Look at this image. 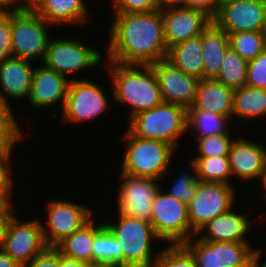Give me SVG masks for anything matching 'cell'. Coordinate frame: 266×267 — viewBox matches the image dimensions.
<instances>
[{
  "instance_id": "7",
  "label": "cell",
  "mask_w": 266,
  "mask_h": 267,
  "mask_svg": "<svg viewBox=\"0 0 266 267\" xmlns=\"http://www.w3.org/2000/svg\"><path fill=\"white\" fill-rule=\"evenodd\" d=\"M161 188L152 202L150 223L162 243L183 244L195 236L190 228L187 204L162 192Z\"/></svg>"
},
{
  "instance_id": "31",
  "label": "cell",
  "mask_w": 266,
  "mask_h": 267,
  "mask_svg": "<svg viewBox=\"0 0 266 267\" xmlns=\"http://www.w3.org/2000/svg\"><path fill=\"white\" fill-rule=\"evenodd\" d=\"M229 46L244 60L250 61L265 48L260 31H244L228 34Z\"/></svg>"
},
{
  "instance_id": "20",
  "label": "cell",
  "mask_w": 266,
  "mask_h": 267,
  "mask_svg": "<svg viewBox=\"0 0 266 267\" xmlns=\"http://www.w3.org/2000/svg\"><path fill=\"white\" fill-rule=\"evenodd\" d=\"M27 5L51 26L83 25L89 19L84 0H27Z\"/></svg>"
},
{
  "instance_id": "3",
  "label": "cell",
  "mask_w": 266,
  "mask_h": 267,
  "mask_svg": "<svg viewBox=\"0 0 266 267\" xmlns=\"http://www.w3.org/2000/svg\"><path fill=\"white\" fill-rule=\"evenodd\" d=\"M122 138L127 141V147L123 153L121 173L163 181L169 172L175 148L159 140L138 137L128 128Z\"/></svg>"
},
{
  "instance_id": "30",
  "label": "cell",
  "mask_w": 266,
  "mask_h": 267,
  "mask_svg": "<svg viewBox=\"0 0 266 267\" xmlns=\"http://www.w3.org/2000/svg\"><path fill=\"white\" fill-rule=\"evenodd\" d=\"M247 67L248 61L229 46L225 51L221 70L215 80L233 89L245 86Z\"/></svg>"
},
{
  "instance_id": "18",
  "label": "cell",
  "mask_w": 266,
  "mask_h": 267,
  "mask_svg": "<svg viewBox=\"0 0 266 267\" xmlns=\"http://www.w3.org/2000/svg\"><path fill=\"white\" fill-rule=\"evenodd\" d=\"M264 145L246 138L243 139V137L233 140L228 153L233 178L237 177V179L246 182L258 178L261 182L266 168V148Z\"/></svg>"
},
{
  "instance_id": "17",
  "label": "cell",
  "mask_w": 266,
  "mask_h": 267,
  "mask_svg": "<svg viewBox=\"0 0 266 267\" xmlns=\"http://www.w3.org/2000/svg\"><path fill=\"white\" fill-rule=\"evenodd\" d=\"M266 15V0H237L221 7L213 22L227 34L260 31Z\"/></svg>"
},
{
  "instance_id": "10",
  "label": "cell",
  "mask_w": 266,
  "mask_h": 267,
  "mask_svg": "<svg viewBox=\"0 0 266 267\" xmlns=\"http://www.w3.org/2000/svg\"><path fill=\"white\" fill-rule=\"evenodd\" d=\"M103 55L94 48L75 39L49 40L42 64L68 77L100 64ZM67 75V76H66Z\"/></svg>"
},
{
  "instance_id": "41",
  "label": "cell",
  "mask_w": 266,
  "mask_h": 267,
  "mask_svg": "<svg viewBox=\"0 0 266 267\" xmlns=\"http://www.w3.org/2000/svg\"><path fill=\"white\" fill-rule=\"evenodd\" d=\"M25 267H58V250L55 247H48Z\"/></svg>"
},
{
  "instance_id": "44",
  "label": "cell",
  "mask_w": 266,
  "mask_h": 267,
  "mask_svg": "<svg viewBox=\"0 0 266 267\" xmlns=\"http://www.w3.org/2000/svg\"><path fill=\"white\" fill-rule=\"evenodd\" d=\"M16 211L14 209H0V239L2 240V237L7 230L9 221L11 218L15 215Z\"/></svg>"
},
{
  "instance_id": "5",
  "label": "cell",
  "mask_w": 266,
  "mask_h": 267,
  "mask_svg": "<svg viewBox=\"0 0 266 267\" xmlns=\"http://www.w3.org/2000/svg\"><path fill=\"white\" fill-rule=\"evenodd\" d=\"M118 223L104 222L121 245L123 267H151L159 252L153 254V242L160 240L150 222L118 212ZM156 239V240H155Z\"/></svg>"
},
{
  "instance_id": "47",
  "label": "cell",
  "mask_w": 266,
  "mask_h": 267,
  "mask_svg": "<svg viewBox=\"0 0 266 267\" xmlns=\"http://www.w3.org/2000/svg\"><path fill=\"white\" fill-rule=\"evenodd\" d=\"M0 267H22L14 261L2 248L0 249Z\"/></svg>"
},
{
  "instance_id": "16",
  "label": "cell",
  "mask_w": 266,
  "mask_h": 267,
  "mask_svg": "<svg viewBox=\"0 0 266 267\" xmlns=\"http://www.w3.org/2000/svg\"><path fill=\"white\" fill-rule=\"evenodd\" d=\"M160 86L163 102L189 108L193 105L199 79L184 73L167 59L151 64Z\"/></svg>"
},
{
  "instance_id": "11",
  "label": "cell",
  "mask_w": 266,
  "mask_h": 267,
  "mask_svg": "<svg viewBox=\"0 0 266 267\" xmlns=\"http://www.w3.org/2000/svg\"><path fill=\"white\" fill-rule=\"evenodd\" d=\"M48 247L42 222L38 219L21 222L16 215L9 221L1 242L2 250L22 267Z\"/></svg>"
},
{
  "instance_id": "6",
  "label": "cell",
  "mask_w": 266,
  "mask_h": 267,
  "mask_svg": "<svg viewBox=\"0 0 266 267\" xmlns=\"http://www.w3.org/2000/svg\"><path fill=\"white\" fill-rule=\"evenodd\" d=\"M51 27L28 5L21 10L11 12V42L13 57L35 61L44 60L49 36L47 28Z\"/></svg>"
},
{
  "instance_id": "39",
  "label": "cell",
  "mask_w": 266,
  "mask_h": 267,
  "mask_svg": "<svg viewBox=\"0 0 266 267\" xmlns=\"http://www.w3.org/2000/svg\"><path fill=\"white\" fill-rule=\"evenodd\" d=\"M11 57V12L0 13V63Z\"/></svg>"
},
{
  "instance_id": "25",
  "label": "cell",
  "mask_w": 266,
  "mask_h": 267,
  "mask_svg": "<svg viewBox=\"0 0 266 267\" xmlns=\"http://www.w3.org/2000/svg\"><path fill=\"white\" fill-rule=\"evenodd\" d=\"M229 47L228 34L213 21L202 32L203 79H215Z\"/></svg>"
},
{
  "instance_id": "22",
  "label": "cell",
  "mask_w": 266,
  "mask_h": 267,
  "mask_svg": "<svg viewBox=\"0 0 266 267\" xmlns=\"http://www.w3.org/2000/svg\"><path fill=\"white\" fill-rule=\"evenodd\" d=\"M32 62L11 57L0 63V96L4 101L28 98L34 67ZM7 96V97H6Z\"/></svg>"
},
{
  "instance_id": "33",
  "label": "cell",
  "mask_w": 266,
  "mask_h": 267,
  "mask_svg": "<svg viewBox=\"0 0 266 267\" xmlns=\"http://www.w3.org/2000/svg\"><path fill=\"white\" fill-rule=\"evenodd\" d=\"M189 171L185 169V172L178 178H175V182L172 185V188L167 192L168 195L175 197L181 202L188 204L195 195L196 184L199 181V162L196 155L193 159H190ZM190 173H189V172Z\"/></svg>"
},
{
  "instance_id": "37",
  "label": "cell",
  "mask_w": 266,
  "mask_h": 267,
  "mask_svg": "<svg viewBox=\"0 0 266 267\" xmlns=\"http://www.w3.org/2000/svg\"><path fill=\"white\" fill-rule=\"evenodd\" d=\"M246 85L266 89V48L248 61Z\"/></svg>"
},
{
  "instance_id": "26",
  "label": "cell",
  "mask_w": 266,
  "mask_h": 267,
  "mask_svg": "<svg viewBox=\"0 0 266 267\" xmlns=\"http://www.w3.org/2000/svg\"><path fill=\"white\" fill-rule=\"evenodd\" d=\"M166 59L184 73L203 79L202 34L171 47Z\"/></svg>"
},
{
  "instance_id": "12",
  "label": "cell",
  "mask_w": 266,
  "mask_h": 267,
  "mask_svg": "<svg viewBox=\"0 0 266 267\" xmlns=\"http://www.w3.org/2000/svg\"><path fill=\"white\" fill-rule=\"evenodd\" d=\"M110 101L102 88L88 79H71L62 112L66 123L94 120L110 109Z\"/></svg>"
},
{
  "instance_id": "34",
  "label": "cell",
  "mask_w": 266,
  "mask_h": 267,
  "mask_svg": "<svg viewBox=\"0 0 266 267\" xmlns=\"http://www.w3.org/2000/svg\"><path fill=\"white\" fill-rule=\"evenodd\" d=\"M11 105L0 96V146H15L23 139L20 127Z\"/></svg>"
},
{
  "instance_id": "15",
  "label": "cell",
  "mask_w": 266,
  "mask_h": 267,
  "mask_svg": "<svg viewBox=\"0 0 266 267\" xmlns=\"http://www.w3.org/2000/svg\"><path fill=\"white\" fill-rule=\"evenodd\" d=\"M161 15L167 50L189 38L202 34L213 21L203 11L183 6L162 9Z\"/></svg>"
},
{
  "instance_id": "24",
  "label": "cell",
  "mask_w": 266,
  "mask_h": 267,
  "mask_svg": "<svg viewBox=\"0 0 266 267\" xmlns=\"http://www.w3.org/2000/svg\"><path fill=\"white\" fill-rule=\"evenodd\" d=\"M94 222L91 217L78 230L59 242L55 248L65 257L93 265L94 237L105 227L104 223L96 225Z\"/></svg>"
},
{
  "instance_id": "4",
  "label": "cell",
  "mask_w": 266,
  "mask_h": 267,
  "mask_svg": "<svg viewBox=\"0 0 266 267\" xmlns=\"http://www.w3.org/2000/svg\"><path fill=\"white\" fill-rule=\"evenodd\" d=\"M128 124L127 128L134 135L159 140L176 149L178 140L187 132V108L162 102L154 108L136 114Z\"/></svg>"
},
{
  "instance_id": "49",
  "label": "cell",
  "mask_w": 266,
  "mask_h": 267,
  "mask_svg": "<svg viewBox=\"0 0 266 267\" xmlns=\"http://www.w3.org/2000/svg\"><path fill=\"white\" fill-rule=\"evenodd\" d=\"M262 250L259 249L258 254L255 257V263L253 267H266V261L264 263H261V256H262Z\"/></svg>"
},
{
  "instance_id": "2",
  "label": "cell",
  "mask_w": 266,
  "mask_h": 267,
  "mask_svg": "<svg viewBox=\"0 0 266 267\" xmlns=\"http://www.w3.org/2000/svg\"><path fill=\"white\" fill-rule=\"evenodd\" d=\"M106 64L112 80L113 99L131 105L128 120L163 102L159 81L151 65H122L110 61Z\"/></svg>"
},
{
  "instance_id": "45",
  "label": "cell",
  "mask_w": 266,
  "mask_h": 267,
  "mask_svg": "<svg viewBox=\"0 0 266 267\" xmlns=\"http://www.w3.org/2000/svg\"><path fill=\"white\" fill-rule=\"evenodd\" d=\"M88 266L89 265L87 263L65 257L58 251V267H88Z\"/></svg>"
},
{
  "instance_id": "48",
  "label": "cell",
  "mask_w": 266,
  "mask_h": 267,
  "mask_svg": "<svg viewBox=\"0 0 266 267\" xmlns=\"http://www.w3.org/2000/svg\"><path fill=\"white\" fill-rule=\"evenodd\" d=\"M183 1L184 0H156L159 10L169 7L183 6Z\"/></svg>"
},
{
  "instance_id": "27",
  "label": "cell",
  "mask_w": 266,
  "mask_h": 267,
  "mask_svg": "<svg viewBox=\"0 0 266 267\" xmlns=\"http://www.w3.org/2000/svg\"><path fill=\"white\" fill-rule=\"evenodd\" d=\"M259 119L266 116V89L242 86L234 89L232 117Z\"/></svg>"
},
{
  "instance_id": "29",
  "label": "cell",
  "mask_w": 266,
  "mask_h": 267,
  "mask_svg": "<svg viewBox=\"0 0 266 267\" xmlns=\"http://www.w3.org/2000/svg\"><path fill=\"white\" fill-rule=\"evenodd\" d=\"M92 247L93 265L123 267L121 245L106 226L94 237Z\"/></svg>"
},
{
  "instance_id": "42",
  "label": "cell",
  "mask_w": 266,
  "mask_h": 267,
  "mask_svg": "<svg viewBox=\"0 0 266 267\" xmlns=\"http://www.w3.org/2000/svg\"><path fill=\"white\" fill-rule=\"evenodd\" d=\"M183 7L203 11L212 19L216 16V0H184Z\"/></svg>"
},
{
  "instance_id": "14",
  "label": "cell",
  "mask_w": 266,
  "mask_h": 267,
  "mask_svg": "<svg viewBox=\"0 0 266 267\" xmlns=\"http://www.w3.org/2000/svg\"><path fill=\"white\" fill-rule=\"evenodd\" d=\"M46 208L48 219L46 226L42 223V230L49 247H55L93 217L90 207L70 200H51Z\"/></svg>"
},
{
  "instance_id": "19",
  "label": "cell",
  "mask_w": 266,
  "mask_h": 267,
  "mask_svg": "<svg viewBox=\"0 0 266 267\" xmlns=\"http://www.w3.org/2000/svg\"><path fill=\"white\" fill-rule=\"evenodd\" d=\"M70 81L67 77L42 64L34 68L28 100L38 108L56 105L60 102L63 110Z\"/></svg>"
},
{
  "instance_id": "40",
  "label": "cell",
  "mask_w": 266,
  "mask_h": 267,
  "mask_svg": "<svg viewBox=\"0 0 266 267\" xmlns=\"http://www.w3.org/2000/svg\"><path fill=\"white\" fill-rule=\"evenodd\" d=\"M13 146H0V189H13L14 182L11 177V154Z\"/></svg>"
},
{
  "instance_id": "35",
  "label": "cell",
  "mask_w": 266,
  "mask_h": 267,
  "mask_svg": "<svg viewBox=\"0 0 266 267\" xmlns=\"http://www.w3.org/2000/svg\"><path fill=\"white\" fill-rule=\"evenodd\" d=\"M165 247L151 267H196L193 255L183 244H168Z\"/></svg>"
},
{
  "instance_id": "52",
  "label": "cell",
  "mask_w": 266,
  "mask_h": 267,
  "mask_svg": "<svg viewBox=\"0 0 266 267\" xmlns=\"http://www.w3.org/2000/svg\"><path fill=\"white\" fill-rule=\"evenodd\" d=\"M261 183H262L261 186H263V189H264V191L266 193V168H265V171H264V174H263V178L261 180Z\"/></svg>"
},
{
  "instance_id": "23",
  "label": "cell",
  "mask_w": 266,
  "mask_h": 267,
  "mask_svg": "<svg viewBox=\"0 0 266 267\" xmlns=\"http://www.w3.org/2000/svg\"><path fill=\"white\" fill-rule=\"evenodd\" d=\"M233 92V88L215 79H201L197 87L196 99L190 108L232 119Z\"/></svg>"
},
{
  "instance_id": "13",
  "label": "cell",
  "mask_w": 266,
  "mask_h": 267,
  "mask_svg": "<svg viewBox=\"0 0 266 267\" xmlns=\"http://www.w3.org/2000/svg\"><path fill=\"white\" fill-rule=\"evenodd\" d=\"M120 189L117 194V211L131 218L150 222L152 202L159 189V180L135 177L120 172Z\"/></svg>"
},
{
  "instance_id": "53",
  "label": "cell",
  "mask_w": 266,
  "mask_h": 267,
  "mask_svg": "<svg viewBox=\"0 0 266 267\" xmlns=\"http://www.w3.org/2000/svg\"><path fill=\"white\" fill-rule=\"evenodd\" d=\"M88 267H114L109 265H89Z\"/></svg>"
},
{
  "instance_id": "21",
  "label": "cell",
  "mask_w": 266,
  "mask_h": 267,
  "mask_svg": "<svg viewBox=\"0 0 266 267\" xmlns=\"http://www.w3.org/2000/svg\"><path fill=\"white\" fill-rule=\"evenodd\" d=\"M233 208L210 220L195 236L203 241L248 242L245 236L252 223L246 214H239Z\"/></svg>"
},
{
  "instance_id": "9",
  "label": "cell",
  "mask_w": 266,
  "mask_h": 267,
  "mask_svg": "<svg viewBox=\"0 0 266 267\" xmlns=\"http://www.w3.org/2000/svg\"><path fill=\"white\" fill-rule=\"evenodd\" d=\"M234 189L230 184L198 181L195 195L187 204L190 228L195 235L210 220L234 206Z\"/></svg>"
},
{
  "instance_id": "36",
  "label": "cell",
  "mask_w": 266,
  "mask_h": 267,
  "mask_svg": "<svg viewBox=\"0 0 266 267\" xmlns=\"http://www.w3.org/2000/svg\"><path fill=\"white\" fill-rule=\"evenodd\" d=\"M230 131L208 137H196L197 158L228 156L234 139L230 138Z\"/></svg>"
},
{
  "instance_id": "51",
  "label": "cell",
  "mask_w": 266,
  "mask_h": 267,
  "mask_svg": "<svg viewBox=\"0 0 266 267\" xmlns=\"http://www.w3.org/2000/svg\"><path fill=\"white\" fill-rule=\"evenodd\" d=\"M260 34H261V36L264 40L265 46H266V15H265V18L263 20V23H262V26L260 29Z\"/></svg>"
},
{
  "instance_id": "50",
  "label": "cell",
  "mask_w": 266,
  "mask_h": 267,
  "mask_svg": "<svg viewBox=\"0 0 266 267\" xmlns=\"http://www.w3.org/2000/svg\"><path fill=\"white\" fill-rule=\"evenodd\" d=\"M235 1L237 0H216V13L221 7L230 3H234Z\"/></svg>"
},
{
  "instance_id": "1",
  "label": "cell",
  "mask_w": 266,
  "mask_h": 267,
  "mask_svg": "<svg viewBox=\"0 0 266 267\" xmlns=\"http://www.w3.org/2000/svg\"><path fill=\"white\" fill-rule=\"evenodd\" d=\"M109 28L106 60L122 65H151L167 58L161 10L114 14Z\"/></svg>"
},
{
  "instance_id": "46",
  "label": "cell",
  "mask_w": 266,
  "mask_h": 267,
  "mask_svg": "<svg viewBox=\"0 0 266 267\" xmlns=\"http://www.w3.org/2000/svg\"><path fill=\"white\" fill-rule=\"evenodd\" d=\"M14 189H0V209H13L14 205L11 201Z\"/></svg>"
},
{
  "instance_id": "32",
  "label": "cell",
  "mask_w": 266,
  "mask_h": 267,
  "mask_svg": "<svg viewBox=\"0 0 266 267\" xmlns=\"http://www.w3.org/2000/svg\"><path fill=\"white\" fill-rule=\"evenodd\" d=\"M199 181L231 184L228 156L198 158Z\"/></svg>"
},
{
  "instance_id": "38",
  "label": "cell",
  "mask_w": 266,
  "mask_h": 267,
  "mask_svg": "<svg viewBox=\"0 0 266 267\" xmlns=\"http://www.w3.org/2000/svg\"><path fill=\"white\" fill-rule=\"evenodd\" d=\"M114 14L150 13L159 10L156 0H111Z\"/></svg>"
},
{
  "instance_id": "28",
  "label": "cell",
  "mask_w": 266,
  "mask_h": 267,
  "mask_svg": "<svg viewBox=\"0 0 266 267\" xmlns=\"http://www.w3.org/2000/svg\"><path fill=\"white\" fill-rule=\"evenodd\" d=\"M229 120L231 119L228 116L187 108V131L191 129L194 134L196 133V137H208L231 131Z\"/></svg>"
},
{
  "instance_id": "43",
  "label": "cell",
  "mask_w": 266,
  "mask_h": 267,
  "mask_svg": "<svg viewBox=\"0 0 266 267\" xmlns=\"http://www.w3.org/2000/svg\"><path fill=\"white\" fill-rule=\"evenodd\" d=\"M20 1H22V2H20ZM17 3H19V4H17ZM15 4H17V5H15ZM26 5H27V0H0V12L1 13H8V12L21 10Z\"/></svg>"
},
{
  "instance_id": "8",
  "label": "cell",
  "mask_w": 266,
  "mask_h": 267,
  "mask_svg": "<svg viewBox=\"0 0 266 267\" xmlns=\"http://www.w3.org/2000/svg\"><path fill=\"white\" fill-rule=\"evenodd\" d=\"M183 245L193 255L196 267H253L259 251L248 242L203 241L195 236Z\"/></svg>"
}]
</instances>
